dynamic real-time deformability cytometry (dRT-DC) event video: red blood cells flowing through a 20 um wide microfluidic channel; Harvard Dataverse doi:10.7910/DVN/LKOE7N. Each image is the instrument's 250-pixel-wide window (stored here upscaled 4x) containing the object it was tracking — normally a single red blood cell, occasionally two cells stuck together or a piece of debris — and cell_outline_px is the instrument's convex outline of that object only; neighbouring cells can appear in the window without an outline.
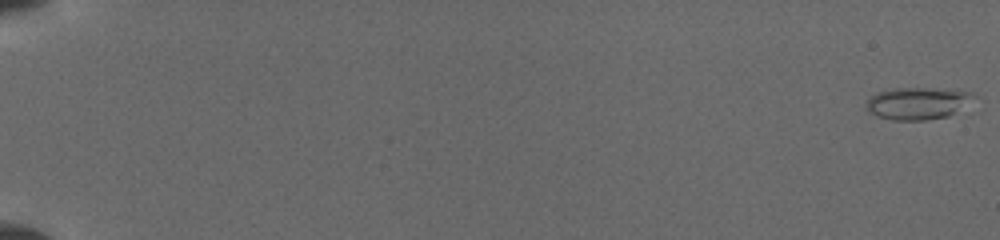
{"species": "common noctule bat (a hibernating species)", "species_latin": "Nyctalus noctula", "temperature_condition": "cold", "stored_images_in_passage": 28, "camera_frame_rate_fps": 3000, "um_per_image_px": 0.085, "animal": {"sex": "female", "body_mass_g": 19.5, "forearm_length_mm": 54.1}, "frame": {"image": 1, "passage_image": 1, "time_ms": 0.0, "image_size_px": [1000, 240], "cell_outline_px": [[976, 96], [948, 116], [924, 120], [892, 120], [876, 116], [868, 112], [864, 108], [864, 104], [876, 92], [892, 88], [928, 88], [972, 92]], "centroid_in_image_um": [77.89, 8.78], "position_along_channel_um": 7.1, "area_um2": 19.94}}
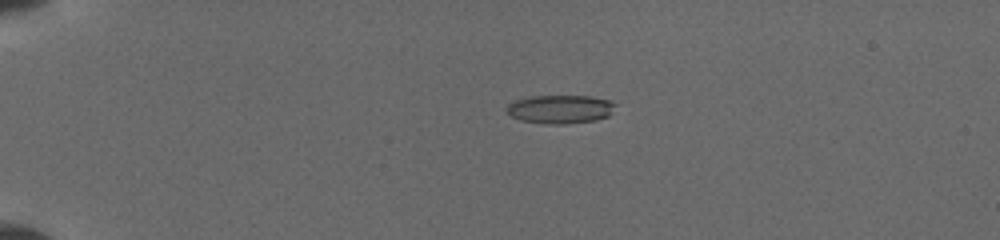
{"frame": {"image": 2, "passage_image": 27, "time_ms": 4.333, "image_size_px": [1000, 240], "cell_outline_px": [[616, 104], [612, 112], [608, 116], [596, 120], [564, 124], [544, 124], [520, 120], [512, 116], [504, 108], [508, 104], [516, 100], [532, 96], [588, 96], [612, 100]], "centroid_in_image_um": [47.63, 9.28], "position_along_channel_um": 37.4, "area_um2": 18.15}}